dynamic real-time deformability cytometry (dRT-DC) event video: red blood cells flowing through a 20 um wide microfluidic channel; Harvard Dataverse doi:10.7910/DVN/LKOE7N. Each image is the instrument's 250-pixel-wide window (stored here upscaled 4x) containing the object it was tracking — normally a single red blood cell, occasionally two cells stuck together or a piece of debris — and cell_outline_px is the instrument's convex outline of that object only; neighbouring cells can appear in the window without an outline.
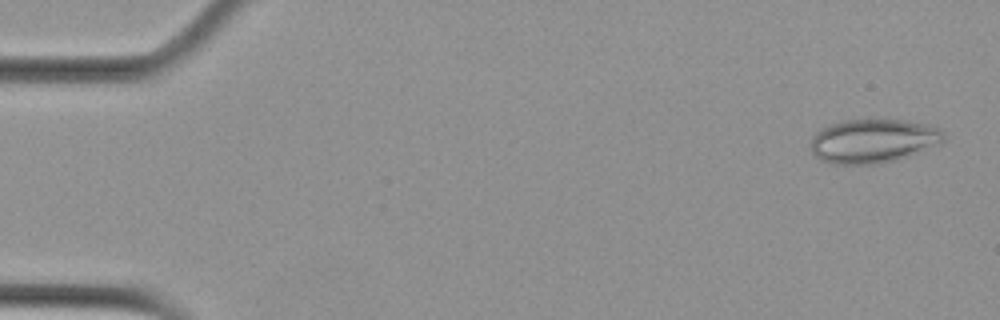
{"species": "Egyptian fruit bat (a non-hibernating species)", "species_latin": "Rousettus aegyptiacus", "temperature_condition": "cold", "stored_images_in_passage": 56, "camera_frame_rate_fps": 3000, "um_per_image_px": 0.085, "animal": {"sex": "female"}, "frame": {"image": 1, "passage_image": 2, "time_ms": 0.333, "image_size_px": [1000, 320], "cell_outline_px": [[944, 140], [940, 144], [892, 160], [876, 164], [836, 164], [820, 160], [812, 152], [812, 136], [816, 132], [832, 124], [844, 120], [900, 120], [940, 128], [944, 132]], "centroid_in_image_um": [74.19, 11.98], "position_along_channel_um": 10.8, "area_um2": 33.29}}
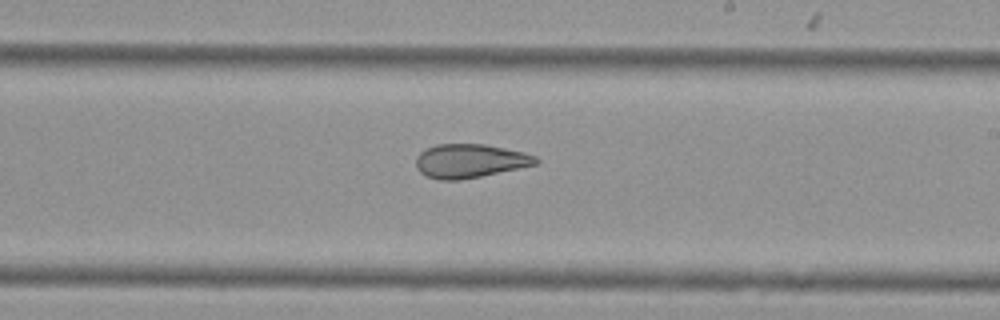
{"frame": {"image": 2, "passage_image": 33, "time_ms": 10.667, "image_size_px": [1000, 320], "cell_outline_px": [[540, 160], [536, 164], [480, 176], [460, 180], [440, 180], [424, 176], [416, 168], [416, 156], [424, 148], [436, 144], [484, 144], [524, 152], [536, 156]], "centroid_in_image_um": [39.88, 13.67], "position_along_channel_um": 249.1, "area_um2": 23.64}}
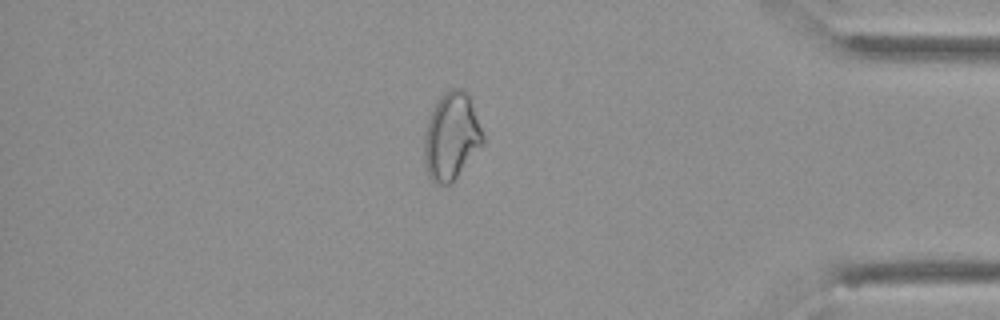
{"frame": {"image": 3, "passage_image": 48, "time_ms": 15.667, "image_size_px": [1000, 320], "cell_outline_px": [[484, 144], [452, 184], [432, 184], [428, 176], [424, 164], [424, 136], [428, 120], [440, 96], [448, 88], [464, 88], [468, 92], [484, 136]], "centroid_in_image_um": [38.37, 11.62], "position_along_channel_um": 396.8, "area_um2": 30.29}, "authors_computed_cell_mechanics": {"area_um2": 29.1312, "velocity_mm_per_s": 3.5826, "shape_relaxation_time_tau1_ms": null, "shape_relaxation_time_tau2_ms": 2.6764, "deformation_change_tau1": null, "deformation_change_tau2": 0.0928}}